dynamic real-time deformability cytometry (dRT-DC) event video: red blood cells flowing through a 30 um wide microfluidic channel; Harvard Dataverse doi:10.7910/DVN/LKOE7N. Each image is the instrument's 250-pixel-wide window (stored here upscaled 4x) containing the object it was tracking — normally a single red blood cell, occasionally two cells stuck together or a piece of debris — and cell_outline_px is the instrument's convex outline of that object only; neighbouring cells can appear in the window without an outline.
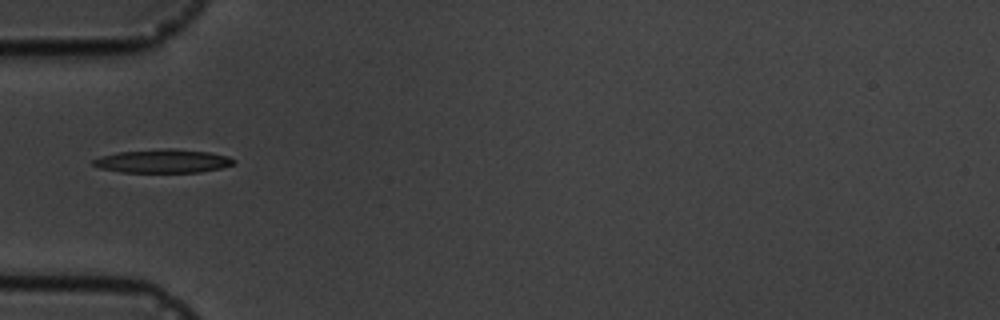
{"species": "common noctule bat (a hibernating species)", "species_latin": "Nyctalus noctula", "temperature_condition": "cold", "stored_images_in_passage": 6, "camera_frame_rate_fps": 3000, "um_per_image_px": 0.085, "animal": {"sex": "male", "body_mass_g": 19.5, "forearm_length_mm": 54.6}, "frame": {"image": 1, "passage_image": 1, "time_ms": 0.0, "image_size_px": [1000, 320], "cell_outline_px": [[236, 164], [220, 168], [200, 172], [120, 172], [100, 168], [92, 164], [92, 160], [100, 156], [116, 152], [164, 148], [172, 148], [208, 152], [228, 156], [236, 160]], "centroid_in_image_um": [13.84, 13.69], "position_along_channel_um": 71.2, "area_um2": 19.42}}
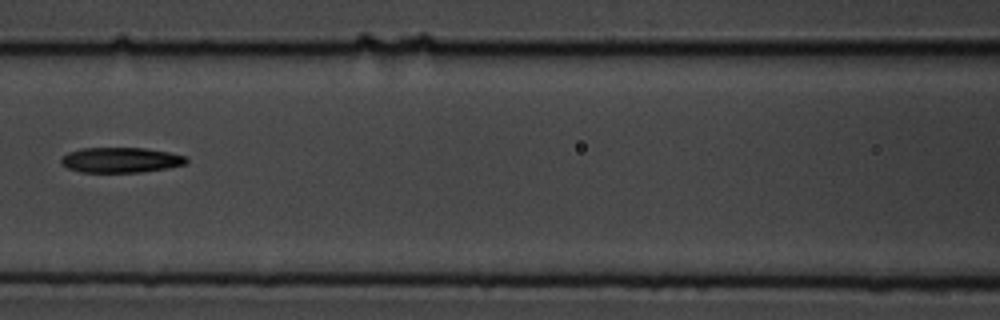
{"frame": {"image": 2, "passage_image": 3, "time_ms": 2.333, "image_size_px": [1000, 320], "cell_outline_px": [[188, 160], [184, 164], [168, 168], [140, 172], [80, 172], [68, 168], [60, 164], [60, 160], [68, 152], [80, 148], [144, 148], [168, 152], [184, 156]], "centroid_in_image_um": [10.22, 13.6], "position_along_channel_um": 156.4, "area_um2": 18.32}}
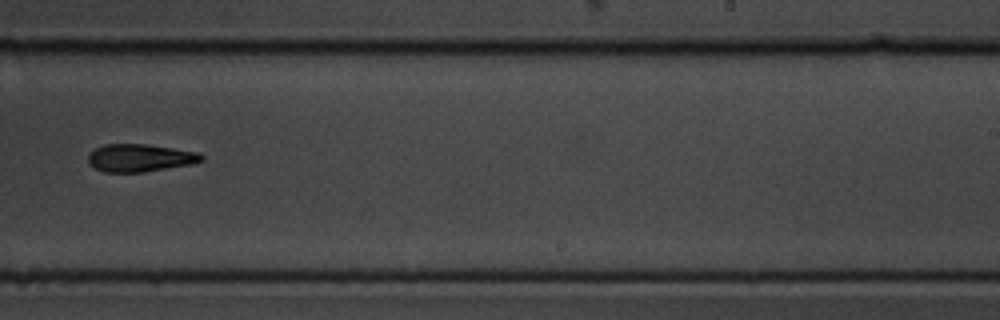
{"frame": {"image": 3, "passage_image": 6, "time_ms": 5.667, "image_size_px": [1000, 320], "cell_outline_px": [[204, 160], [192, 164], [144, 172], [104, 172], [88, 164], [88, 156], [96, 148], [104, 144], [144, 144], [200, 152], [204, 156]], "centroid_in_image_um": [11.92, 13.42], "position_along_channel_um": 277.1, "area_um2": 18.26}}